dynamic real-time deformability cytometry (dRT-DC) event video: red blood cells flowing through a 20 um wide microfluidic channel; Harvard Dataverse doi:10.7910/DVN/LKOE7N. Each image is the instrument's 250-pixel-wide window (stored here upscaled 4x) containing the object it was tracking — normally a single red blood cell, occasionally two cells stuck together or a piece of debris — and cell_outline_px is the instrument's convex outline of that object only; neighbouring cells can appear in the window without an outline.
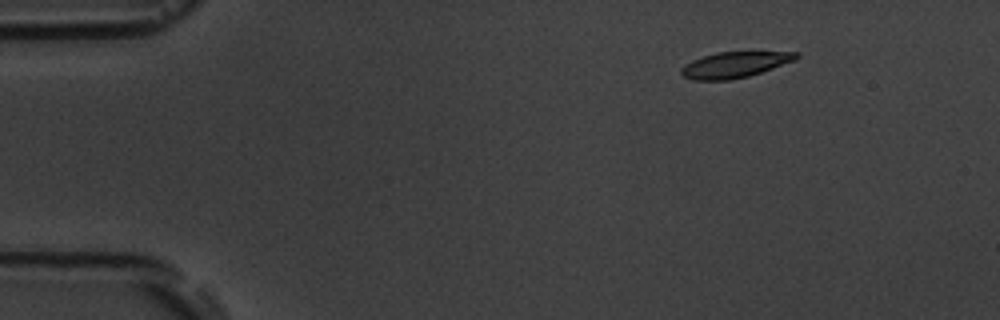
{"species": "common noctule bat (a hibernating species)", "species_latin": "Nyctalus noctula", "temperature_condition": "room temperature", "stored_images_in_passage": 6, "camera_frame_rate_fps": 3000, "um_per_image_px": 0.085, "animal": {"sex": "male", "body_mass_g": 19.5, "forearm_length_mm": 54.6}, "frame": {"image": 1, "passage_image": 3, "time_ms": 2.333, "image_size_px": [1000, 320], "cell_outline_px": [[800, 56], [796, 60], [748, 76], [728, 80], [692, 80], [684, 76], [680, 72], [680, 68], [684, 64], [692, 60], [716, 52], [800, 52]], "centroid_in_image_um": [62.43, 5.5], "position_along_channel_um": 22.6, "area_um2": 17.22}}
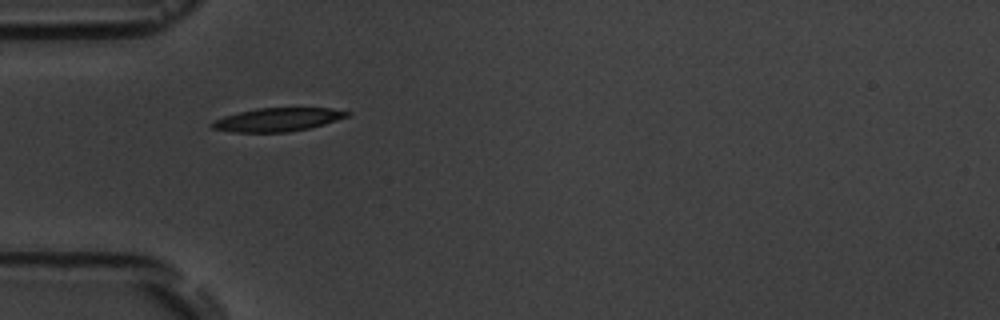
{"frame": {"image": 2, "passage_image": 5, "time_ms": 5.667, "image_size_px": [1000, 320], "cell_outline_px": [[352, 112], [348, 116], [324, 124], [308, 128], [288, 132], [232, 132], [212, 128], [208, 124], [212, 120], [224, 116], [256, 108], [332, 108]], "centroid_in_image_um": [23.56, 10.16], "position_along_channel_um": 61.4, "area_um2": 18.44}}
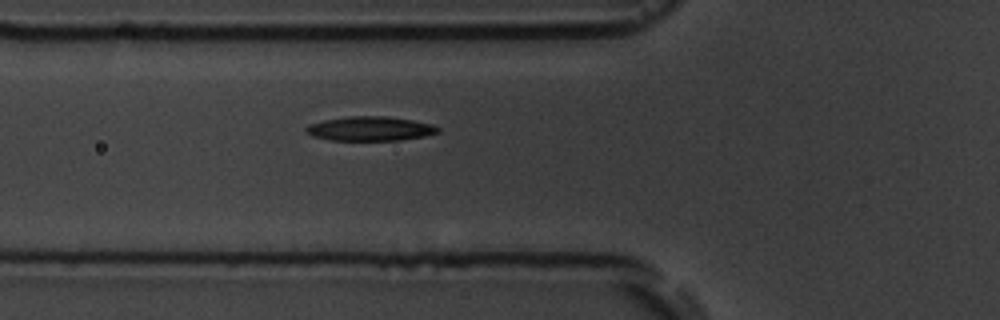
{"frame": {"image": 3, "passage_image": 6, "time_ms": 6.667, "image_size_px": [1000, 320], "cell_outline_px": [[440, 132], [424, 136], [400, 140], [332, 140], [312, 136], [304, 132], [304, 128], [308, 124], [324, 120], [348, 116], [384, 116], [412, 120], [432, 124], [440, 128]], "centroid_in_image_um": [31.43, 10.93], "position_along_channel_um": 94.4, "area_um2": 18.73}}